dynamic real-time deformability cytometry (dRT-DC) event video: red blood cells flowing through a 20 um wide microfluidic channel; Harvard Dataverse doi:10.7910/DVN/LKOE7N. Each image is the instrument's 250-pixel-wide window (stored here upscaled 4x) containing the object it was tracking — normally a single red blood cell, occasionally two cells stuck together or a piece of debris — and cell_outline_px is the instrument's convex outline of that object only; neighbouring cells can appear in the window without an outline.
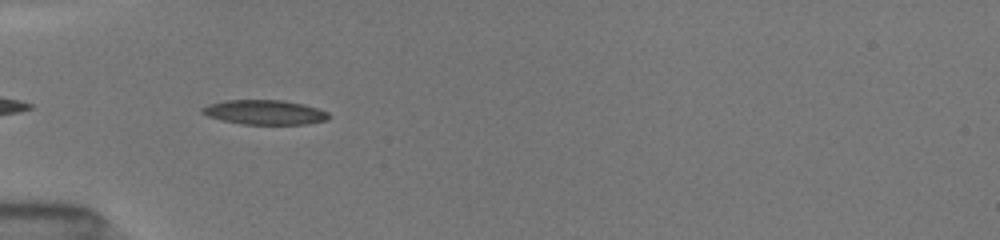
{"species": "common noctule bat (a hibernating species)", "species_latin": "Nyctalus noctula", "temperature_condition": "room temperature", "stored_images_in_passage": 48, "camera_frame_rate_fps": 3000, "um_per_image_px": 0.085, "animal": {"sex": "female", "body_mass_g": 19.5, "forearm_length_mm": 54.1}, "frame": {"image": 1, "passage_image": 3, "time_ms": 0.333, "image_size_px": [1000, 240], "cell_outline_px": [[328, 120], [304, 124], [244, 124], [220, 120], [208, 116], [200, 112], [200, 108], [208, 104], [228, 100], [280, 100], [300, 104], [316, 108], [328, 112]], "centroid_in_image_um": [22.44, 9.55], "position_along_channel_um": 62.6, "area_um2": 17.92}}
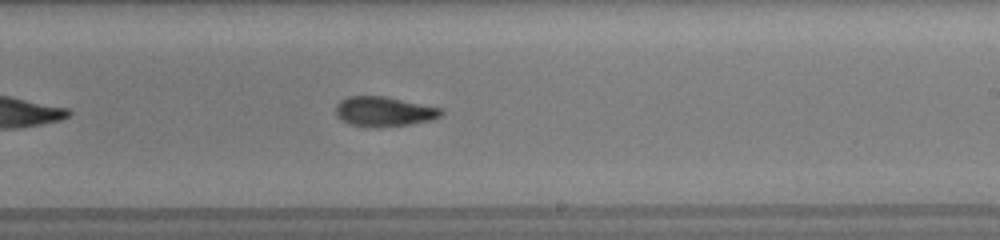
{"frame": {"image": 2, "passage_image": 22, "time_ms": 5.333, "image_size_px": [1000, 240], "cell_outline_px": [[444, 112], [440, 116], [432, 120], [412, 124], [380, 128], [372, 128], [348, 124], [340, 120], [336, 116], [336, 104], [340, 100], [348, 96], [384, 96], [440, 108]], "centroid_in_image_um": [32.59, 9.5], "position_along_channel_um": 256.4, "area_um2": 18.55}}
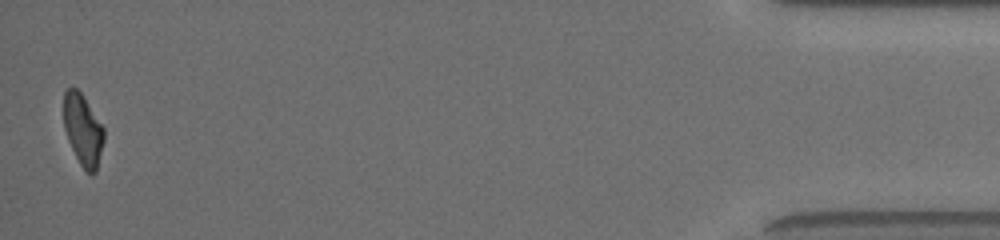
{"frame": {"image": 3, "passage_image": 48, "time_ms": 11.667, "image_size_px": [1000, 240], "cell_outline_px": [[104, 140], [96, 172], [92, 176], [80, 164], [68, 140], [64, 128], [64, 92], [68, 88], [76, 88], [80, 92], [104, 128]], "centroid_in_image_um": [7.05, 11.06], "position_along_channel_um": 428.1, "area_um2": 16.47}, "authors_computed_cell_mechanics": {"area_um2": 18.0914, "velocity_mm_per_s": 3.9956, "shape_relaxation_time_tau1_ms": 6.3393, "shape_relaxation_time_tau2_ms": 3.4148, "deformation_change_tau1": 0.2066, "deformation_change_tau2": 0.08}}